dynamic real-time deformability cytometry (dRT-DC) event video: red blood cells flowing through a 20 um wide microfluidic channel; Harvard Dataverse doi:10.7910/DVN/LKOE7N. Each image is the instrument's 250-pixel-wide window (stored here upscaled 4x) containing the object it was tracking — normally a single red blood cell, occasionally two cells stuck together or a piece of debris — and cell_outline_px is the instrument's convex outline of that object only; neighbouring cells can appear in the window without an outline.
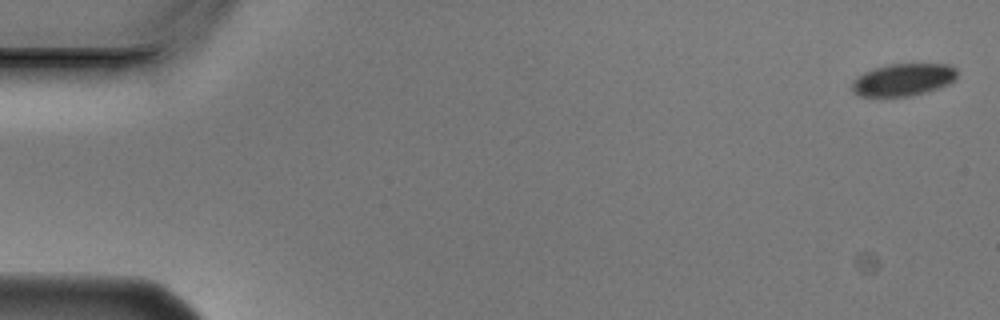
{"species": "Egyptian fruit bat (a non-hibernating species)", "species_latin": "Rousettus aegyptiacus", "temperature_condition": "cold", "stored_images_in_passage": 5, "camera_frame_rate_fps": 3000, "um_per_image_px": 0.085, "animal": {"sex": "male"}, "frame": {"image": 1, "passage_image": 1, "time_ms": 0.0, "image_size_px": [1000, 320], "cell_outline_px": [[956, 80], [948, 84], [924, 92], [908, 96], [860, 96], [852, 88], [852, 80], [864, 72], [872, 68], [888, 64], [948, 64], [956, 68]], "centroid_in_image_um": [76.77, 6.76], "position_along_channel_um": 8.2, "area_um2": 19.65}}
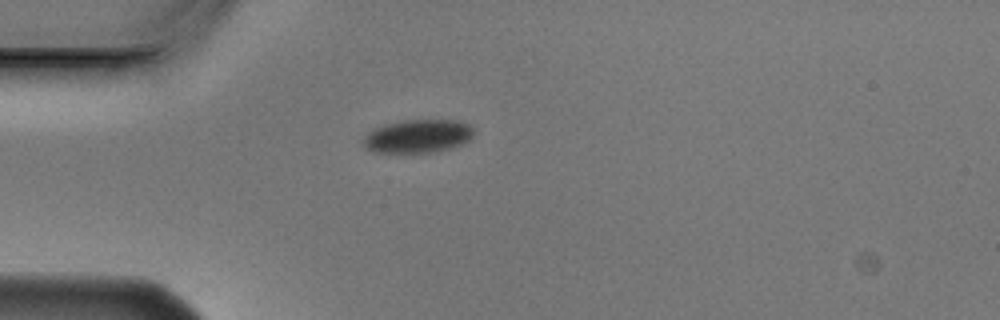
{"frame": {"image": 2, "passage_image": 4, "time_ms": 1.0, "image_size_px": [1000, 320], "cell_outline_px": [[476, 132], [468, 140], [460, 144], [448, 148], [432, 152], [376, 152], [368, 148], [364, 144], [364, 140], [376, 128], [384, 124], [404, 120], [460, 120], [468, 124]], "centroid_in_image_um": [35.59, 11.55], "position_along_channel_um": 49.4, "area_um2": 20.92}}